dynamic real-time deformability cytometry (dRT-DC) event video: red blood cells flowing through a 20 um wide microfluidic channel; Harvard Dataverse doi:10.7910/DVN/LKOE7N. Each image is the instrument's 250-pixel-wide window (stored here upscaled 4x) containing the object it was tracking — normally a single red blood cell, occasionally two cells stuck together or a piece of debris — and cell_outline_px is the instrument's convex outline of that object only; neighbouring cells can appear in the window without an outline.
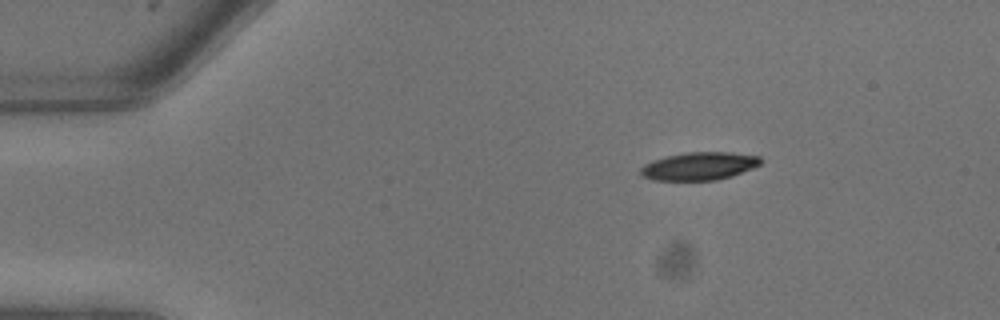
{"species": "common noctule bat (a hibernating species)", "species_latin": "Nyctalus noctula", "temperature_condition": "warm", "stored_images_in_passage": 7, "camera_frame_rate_fps": 3000, "um_per_image_px": 0.085, "animal": {"sex": "male", "body_mass_g": 13.3}, "frame": {"image": 1, "passage_image": 1, "time_ms": 0.0, "image_size_px": [1000, 320], "cell_outline_px": [[764, 160], [760, 164], [752, 168], [732, 176], [716, 180], [652, 180], [644, 176], [640, 172], [640, 168], [644, 164], [652, 160], [684, 152], [728, 152], [760, 156]], "centroid_in_image_um": [59.44, 14.11], "position_along_channel_um": 25.6, "area_um2": 19.54}}
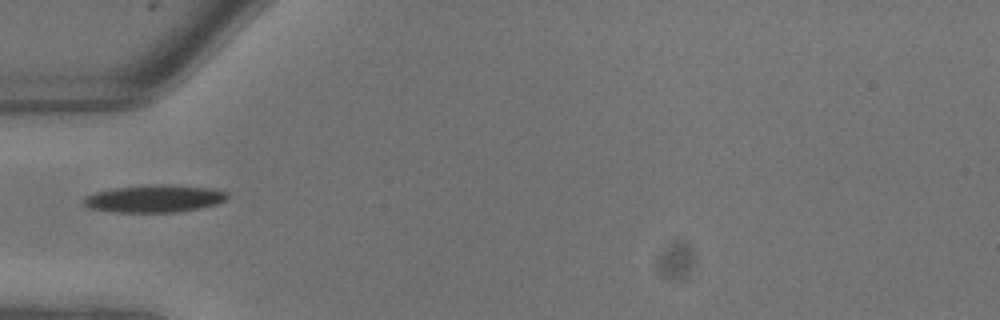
{"frame": {"image": 2, "passage_image": 5, "time_ms": 1.333, "image_size_px": [1000, 320], "cell_outline_px": [[228, 196], [224, 200], [216, 204], [200, 208], [176, 212], [112, 212], [88, 208], [84, 204], [84, 196], [96, 192], [116, 188], [208, 188], [228, 192]], "centroid_in_image_um": [13.06, 16.96], "position_along_channel_um": 71.9, "area_um2": 21.33}}